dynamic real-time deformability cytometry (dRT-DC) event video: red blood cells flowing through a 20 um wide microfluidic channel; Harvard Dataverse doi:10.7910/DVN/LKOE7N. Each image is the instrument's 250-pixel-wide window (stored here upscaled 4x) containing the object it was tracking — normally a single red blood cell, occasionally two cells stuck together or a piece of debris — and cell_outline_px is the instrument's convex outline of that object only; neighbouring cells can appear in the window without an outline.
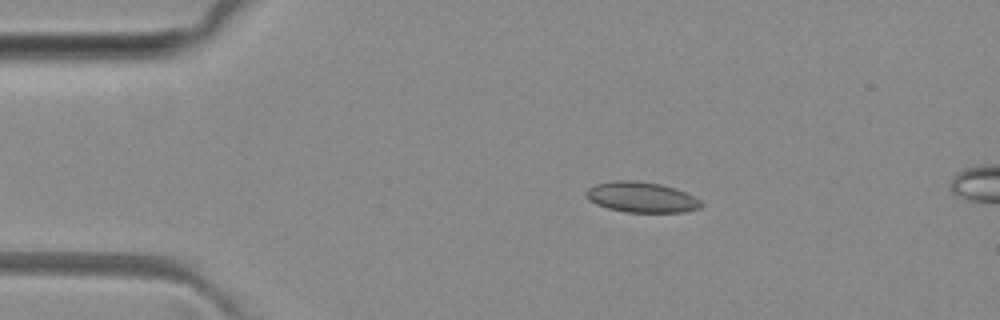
{"species": "common noctule bat (a hibernating species)", "species_latin": "Nyctalus noctula", "temperature_condition": "room temperature", "stored_images_in_passage": 5, "camera_frame_rate_fps": 3000, "um_per_image_px": 0.085, "animal": {"sex": "female", "body_mass_g": 29.2, "forearm_length_mm": 56.3}, "frame": {"image": 1, "passage_image": 2, "time_ms": 1.0, "image_size_px": [1000, 320], "cell_outline_px": [[704, 204], [700, 208], [684, 212], [624, 212], [608, 208], [596, 204], [588, 200], [584, 192], [588, 188], [596, 184], [616, 180], [632, 180], [660, 184], [676, 188], [700, 200]], "centroid_in_image_um": [54.51, 16.76], "position_along_channel_um": 30.5, "area_um2": 20.46}}
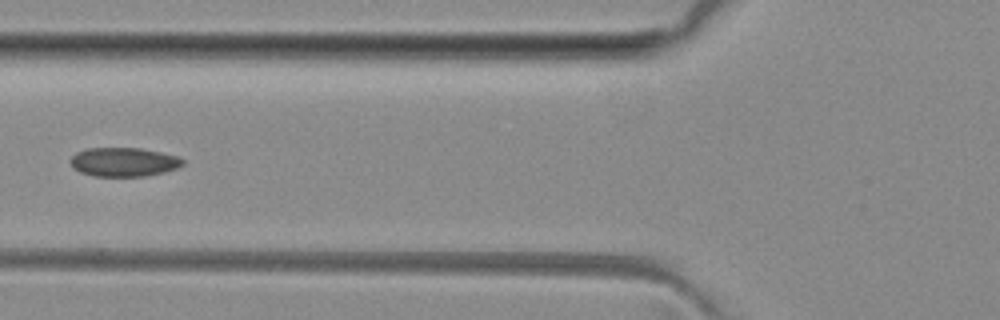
{"frame": {"image": 2, "passage_image": 5, "time_ms": 4.333, "image_size_px": [1000, 320], "cell_outline_px": [[184, 164], [176, 168], [164, 172], [144, 176], [92, 176], [80, 172], [68, 160], [76, 152], [84, 148], [140, 148], [180, 156], [184, 160]], "centroid_in_image_um": [10.52, 13.76], "position_along_channel_um": 115.3, "area_um2": 19.02}}